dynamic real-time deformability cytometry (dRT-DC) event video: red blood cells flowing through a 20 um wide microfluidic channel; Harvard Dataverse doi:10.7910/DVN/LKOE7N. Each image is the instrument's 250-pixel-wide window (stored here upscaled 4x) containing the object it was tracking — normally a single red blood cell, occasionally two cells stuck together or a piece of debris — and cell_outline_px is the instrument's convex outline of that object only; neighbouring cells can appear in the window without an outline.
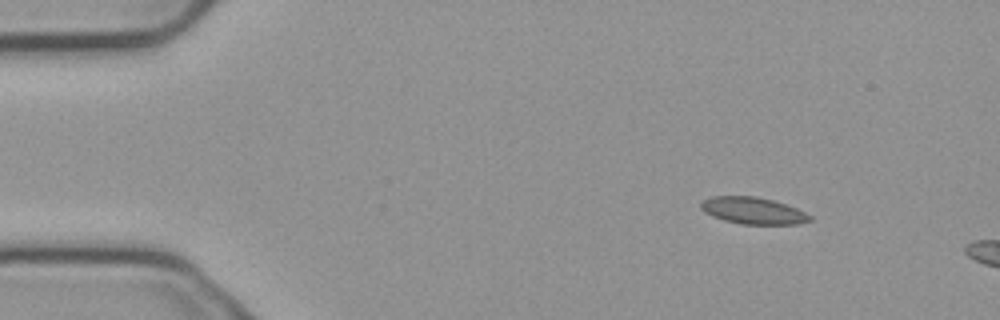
{"species": "common noctule bat (a hibernating species)", "species_latin": "Nyctalus noctula", "temperature_condition": "cold", "stored_images_in_passage": 4, "camera_frame_rate_fps": 3000, "um_per_image_px": 0.085, "animal": {"sex": "male", "body_mass_g": 23.1, "forearm_length_mm": 52.7}, "frame": {"image": 1, "passage_image": 1, "time_ms": 0.0, "image_size_px": [1000, 320], "cell_outline_px": [[812, 220], [800, 224], [740, 224], [724, 220], [712, 216], [704, 212], [700, 208], [700, 204], [704, 200], [712, 196], [756, 196], [772, 200], [796, 208], [812, 216]], "centroid_in_image_um": [64.0, 17.91], "position_along_channel_um": 21.0, "area_um2": 16.99}}